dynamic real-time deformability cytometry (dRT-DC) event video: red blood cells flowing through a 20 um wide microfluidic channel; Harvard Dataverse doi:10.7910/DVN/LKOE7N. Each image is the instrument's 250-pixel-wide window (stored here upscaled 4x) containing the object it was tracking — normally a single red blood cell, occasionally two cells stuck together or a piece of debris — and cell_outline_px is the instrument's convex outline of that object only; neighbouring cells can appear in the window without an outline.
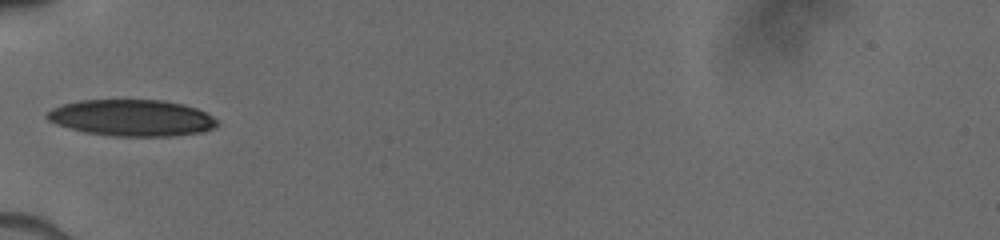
{"species": "human", "species_latin": "Homo sapiens", "temperature_condition": "cold", "stored_images_in_passage": 16, "camera_frame_rate_fps": 3000, "um_per_image_px": 0.085, "donor": {"sex": "male"}, "frame": {"image": 1, "passage_image": 6, "time_ms": 5.333, "image_size_px": [1000, 240], "cell_outline_px": [[216, 124], [212, 128], [204, 132], [172, 136], [108, 136], [84, 132], [68, 128], [56, 124], [48, 120], [44, 116], [52, 108], [64, 104], [80, 100], [164, 100], [184, 104], [196, 108], [212, 116], [216, 120]], "centroid_in_image_um": [11.17, 10.02], "position_along_channel_um": 73.8, "area_um2": 36.24}}
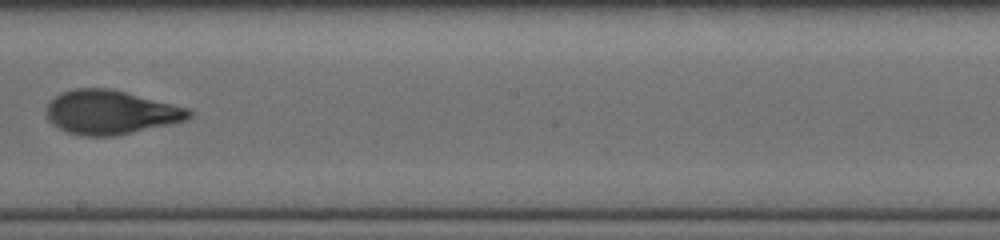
{"frame": {"image": 2, "passage_image": 10, "time_ms": 9.333, "image_size_px": [1000, 240], "cell_outline_px": [[192, 116], [188, 120], [172, 124], [116, 136], [80, 136], [68, 132], [52, 124], [48, 120], [44, 112], [44, 108], [60, 92], [76, 88], [108, 88], [188, 108], [192, 112]], "centroid_in_image_um": [9.38, 9.56], "position_along_channel_um": 238.8, "area_um2": 36.65}}
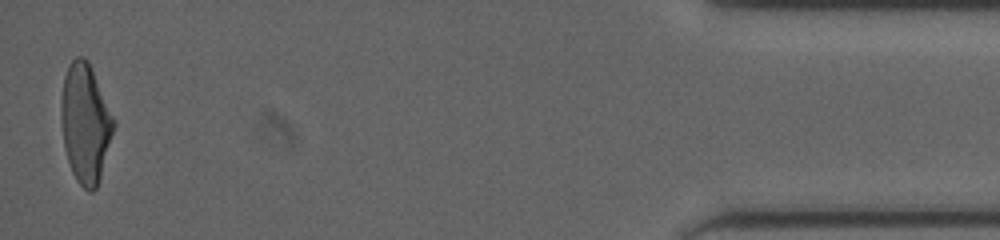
{"frame": {"image": 3, "passage_image": 16, "time_ms": 15.667, "image_size_px": [1000, 240], "cell_outline_px": [[116, 124], [100, 176], [96, 188], [92, 192], [88, 192], [76, 180], [72, 172], [64, 148], [64, 76], [68, 64], [76, 56], [84, 56], [88, 60], [116, 120]], "centroid_in_image_um": [7.31, 10.47], "position_along_channel_um": 427.9, "area_um2": 35.49}}